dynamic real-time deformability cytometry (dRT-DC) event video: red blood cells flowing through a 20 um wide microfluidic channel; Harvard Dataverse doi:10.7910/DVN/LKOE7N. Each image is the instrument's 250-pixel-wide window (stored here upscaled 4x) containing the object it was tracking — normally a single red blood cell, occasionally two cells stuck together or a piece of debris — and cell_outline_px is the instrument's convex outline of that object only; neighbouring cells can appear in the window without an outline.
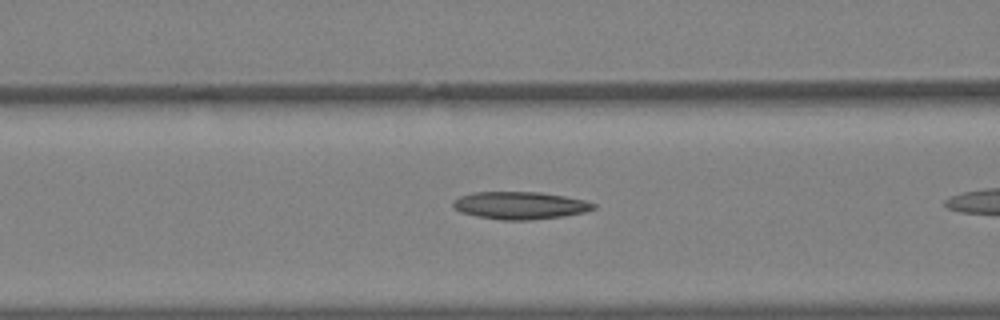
{"species": "Egyptian fruit bat (a non-hibernating species)", "species_latin": "Rousettus aegyptiacus", "temperature_condition": "warm", "stored_images_in_passage": 7, "camera_frame_rate_fps": 3000, "um_per_image_px": 0.085, "animal": {"sex": "female"}, "frame": {"image": 1, "passage_image": 5, "time_ms": 1.333, "image_size_px": [1000, 320], "cell_outline_px": [[596, 208], [584, 212], [564, 216], [532, 220], [500, 220], [476, 216], [460, 212], [452, 204], [460, 196], [472, 192], [540, 192], [564, 196], [584, 200], [596, 204]], "centroid_in_image_um": [44.22, 17.46], "position_along_channel_um": 122.4, "area_um2": 22.48}}